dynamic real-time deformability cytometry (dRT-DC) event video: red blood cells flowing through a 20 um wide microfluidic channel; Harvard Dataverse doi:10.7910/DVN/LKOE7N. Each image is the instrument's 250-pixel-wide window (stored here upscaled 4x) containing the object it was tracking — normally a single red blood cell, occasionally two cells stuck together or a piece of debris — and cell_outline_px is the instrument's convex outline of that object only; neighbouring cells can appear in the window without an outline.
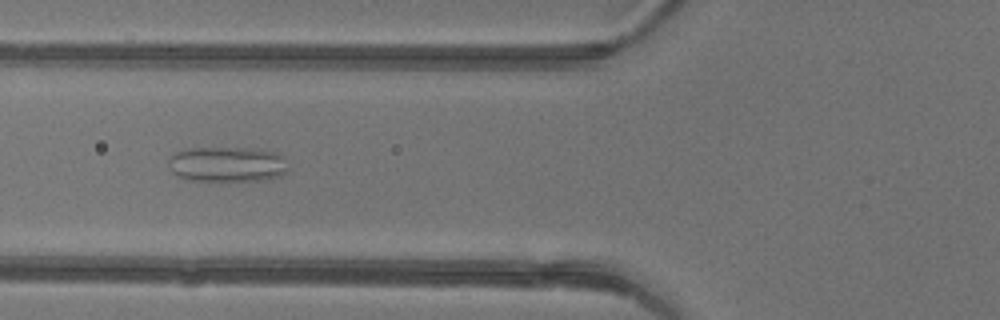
{"species": "common noctule bat (a hibernating species)", "species_latin": "Nyctalus noctula", "temperature_condition": "warm", "stored_images_in_passage": 49, "camera_frame_rate_fps": 3000, "um_per_image_px": 0.085, "animal": {"sex": "female"}, "frame": {"image": 1, "passage_image": 19, "time_ms": 6.0, "image_size_px": [1000, 320], "cell_outline_px": [[288, 172], [280, 176], [260, 180], [220, 184], [192, 180], [176, 176], [172, 172], [168, 160], [168, 156], [176, 152], [192, 148], [256, 148], [280, 152], [284, 156], [288, 168]], "centroid_in_image_um": [19.34, 14.0], "position_along_channel_um": 106.5, "area_um2": 25.78}}
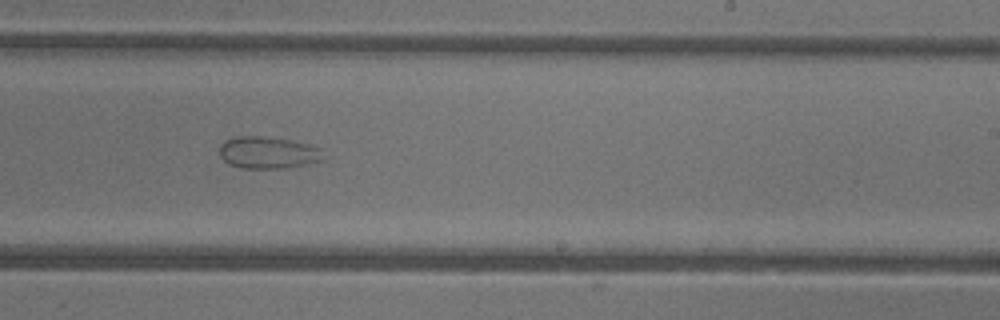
{"frame": {"image": 2, "passage_image": 30, "time_ms": 9.667, "image_size_px": [1000, 320], "cell_outline_px": [[320, 160], [304, 164], [284, 168], [240, 168], [228, 164], [220, 156], [220, 144], [224, 140], [236, 136], [264, 136], [292, 140], [312, 144], [320, 148]], "centroid_in_image_um": [22.71, 12.95], "position_along_channel_um": 266.3, "area_um2": 19.31}}
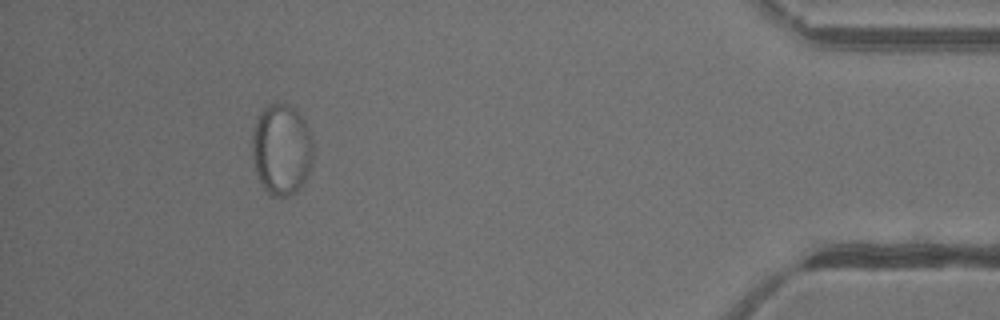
{"frame": {"image": 3, "passage_image": 44, "time_ms": 14.333, "image_size_px": [1000, 320], "cell_outline_px": [[312, 164], [308, 176], [300, 188], [292, 196], [268, 196], [256, 172], [252, 152], [252, 136], [260, 112], [268, 104], [284, 104], [292, 108], [304, 120], [308, 128], [312, 140]], "centroid_in_image_um": [23.94, 12.76], "position_along_channel_um": 411.3, "area_um2": 32.25}}